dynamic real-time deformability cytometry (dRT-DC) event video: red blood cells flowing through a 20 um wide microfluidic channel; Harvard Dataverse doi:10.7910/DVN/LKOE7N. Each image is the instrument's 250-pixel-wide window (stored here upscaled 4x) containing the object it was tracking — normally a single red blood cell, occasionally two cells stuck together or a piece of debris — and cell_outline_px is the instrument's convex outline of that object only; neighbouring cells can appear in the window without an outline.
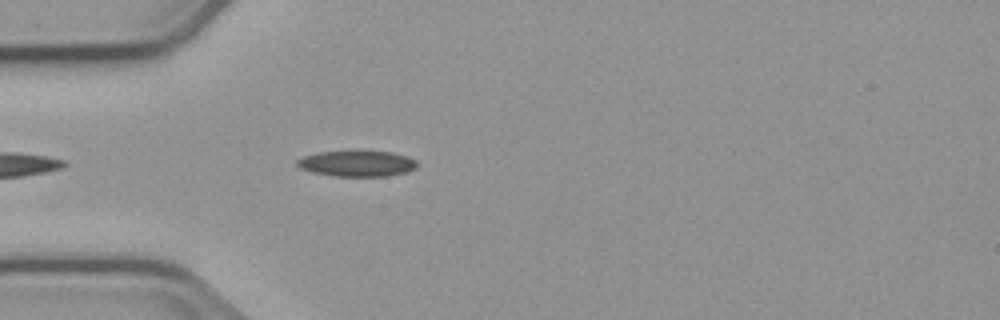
{"species": "common noctule bat (a hibernating species)", "species_latin": "Nyctalus noctula", "temperature_condition": "cold", "stored_images_in_passage": 42, "camera_frame_rate_fps": 3000, "um_per_image_px": 0.085, "animal": {"sex": "male", "body_mass_g": 23.1, "forearm_length_mm": 52.7}, "frame": {"image": 1, "passage_image": 3, "time_ms": 0.667, "image_size_px": [1000, 320], "cell_outline_px": [[416, 168], [408, 172], [388, 176], [336, 176], [312, 172], [300, 168], [296, 164], [296, 160], [304, 156], [320, 152], [392, 152], [408, 156], [416, 160]], "centroid_in_image_um": [30.37, 13.91], "position_along_channel_um": 54.6, "area_um2": 17.86}}
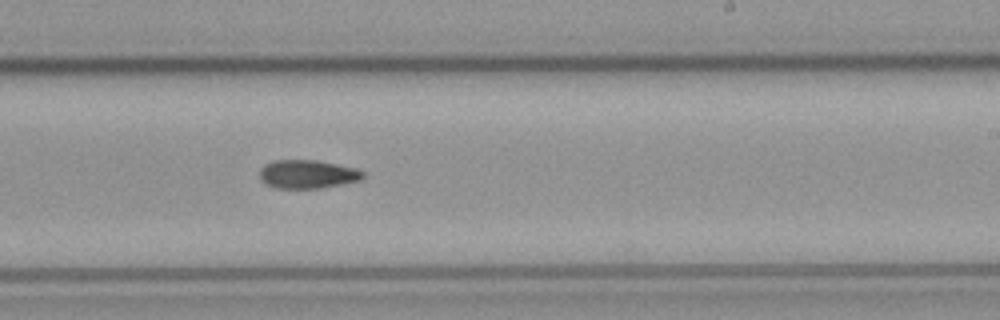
{"frame": {"image": 2, "passage_image": 20, "time_ms": 6.333, "image_size_px": [1000, 320], "cell_outline_px": [[364, 176], [360, 180], [320, 188], [276, 188], [260, 180], [260, 168], [264, 164], [272, 160], [312, 160], [352, 168], [364, 172]], "centroid_in_image_um": [26.06, 14.81], "position_along_channel_um": 262.9, "area_um2": 16.82}}
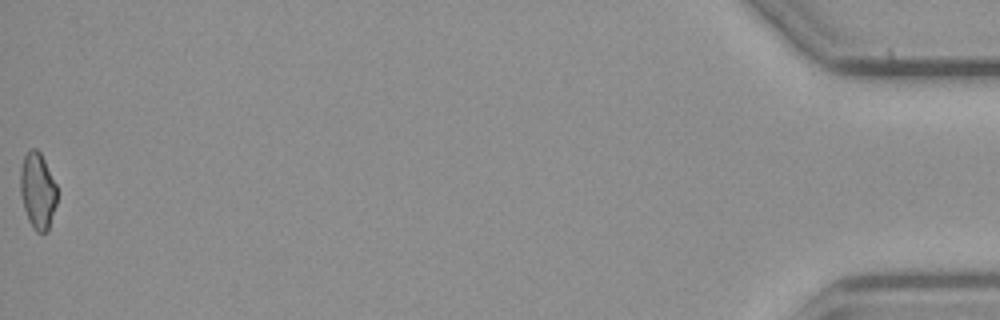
{"frame": {"image": 3, "passage_image": 42, "time_ms": 13.667, "image_size_px": [1000, 320], "cell_outline_px": [[56, 204], [48, 232], [36, 232], [32, 228], [28, 220], [24, 208], [20, 192], [20, 168], [24, 156], [32, 148], [36, 148], [40, 152], [56, 184]], "centroid_in_image_um": [3.19, 16.23], "position_along_channel_um": 432.0, "area_um2": 16.3}}